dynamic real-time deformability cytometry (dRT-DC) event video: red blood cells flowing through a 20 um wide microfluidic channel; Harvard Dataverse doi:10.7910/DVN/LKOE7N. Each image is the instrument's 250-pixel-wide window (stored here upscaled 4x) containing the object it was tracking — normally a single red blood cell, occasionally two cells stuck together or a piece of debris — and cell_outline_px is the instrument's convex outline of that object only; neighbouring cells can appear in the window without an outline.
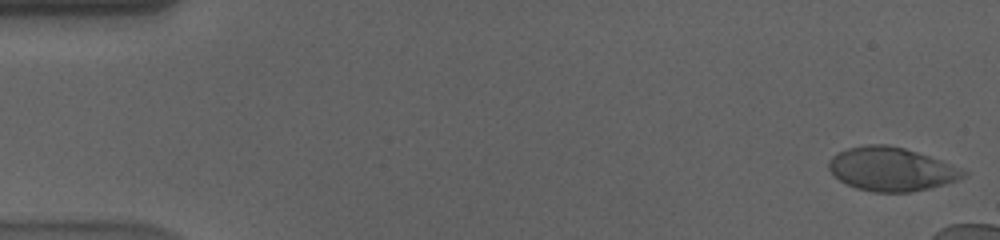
{"species": "human", "species_latin": "Homo sapiens", "temperature_condition": "cold", "stored_images_in_passage": 14, "camera_frame_rate_fps": 3000, "um_per_image_px": 0.085, "donor": {"sex": "male"}, "frame": {"image": 1, "passage_image": 1, "time_ms": 0.0, "image_size_px": [1000, 240], "cell_outline_px": [[968, 176], [944, 184], [912, 192], [872, 192], [856, 188], [840, 180], [828, 168], [828, 160], [836, 152], [848, 148], [868, 144], [884, 144], [904, 148], [940, 160], [968, 172]], "centroid_in_image_um": [75.74, 14.37], "position_along_channel_um": 9.3, "area_um2": 33.99}}